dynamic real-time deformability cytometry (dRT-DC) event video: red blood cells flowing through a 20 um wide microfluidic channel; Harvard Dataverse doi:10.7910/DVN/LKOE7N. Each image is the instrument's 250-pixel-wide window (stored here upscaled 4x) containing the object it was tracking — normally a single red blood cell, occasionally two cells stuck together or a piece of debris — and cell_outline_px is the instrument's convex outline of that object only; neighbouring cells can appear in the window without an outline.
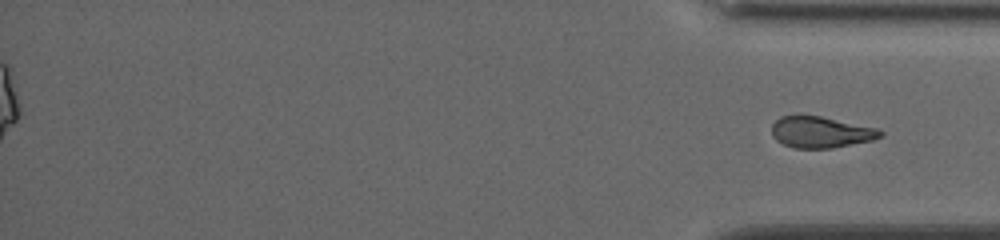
{"species": "common noctule bat (a hibernating species)", "species_latin": "Nyctalus noctula", "temperature_condition": "cold", "stored_images_in_passage": 57, "segment_of_instrument_passage": [2, 2], "camera_frame_rate_fps": 3000, "um_per_image_px": 0.085, "animal": {"sex": "female", "body_mass_g": 19.5, "forearm_length_mm": 54.1}, "frame": {"image": 1, "passage_image": 57, "time_ms": 18.667, "image_size_px": [1000, 240], "cell_outline_px": [[884, 136], [872, 140], [832, 148], [796, 148], [784, 144], [776, 140], [772, 136], [772, 124], [780, 116], [820, 116], [876, 128], [884, 132]], "centroid_in_image_um": [69.77, 11.24], "position_along_channel_um": 365.4, "area_um2": 19.59}}